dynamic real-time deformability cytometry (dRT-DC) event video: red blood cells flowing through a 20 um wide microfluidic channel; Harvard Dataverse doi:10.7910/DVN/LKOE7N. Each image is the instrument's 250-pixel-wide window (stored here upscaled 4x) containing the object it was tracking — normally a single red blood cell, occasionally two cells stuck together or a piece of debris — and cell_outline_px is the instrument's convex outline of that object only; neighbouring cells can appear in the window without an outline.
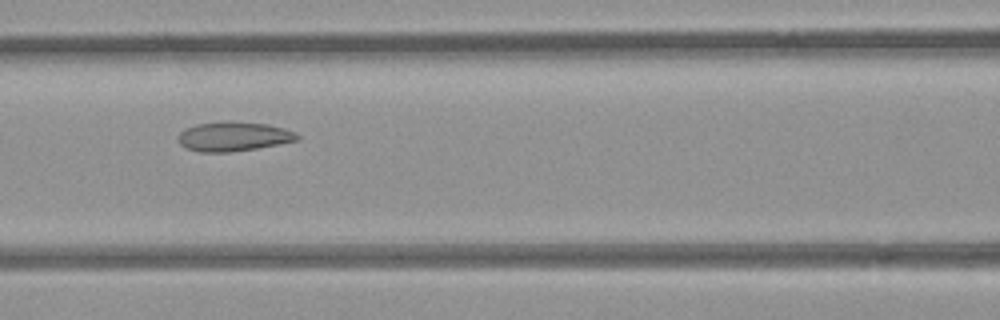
{"species": "common noctule bat (a hibernating species)", "species_latin": "Nyctalus noctula", "temperature_condition": "room temperature", "stored_images_in_passage": 5, "camera_frame_rate_fps": 3000, "um_per_image_px": 0.085, "animal": {"sex": "female", "body_mass_g": 21.9}, "frame": {"image": 1, "passage_image": 3, "time_ms": 0.667, "image_size_px": [1000, 320], "cell_outline_px": [[300, 136], [296, 140], [256, 148], [232, 152], [200, 152], [184, 148], [176, 140], [176, 136], [184, 128], [196, 124], [268, 124], [284, 128], [296, 132]], "centroid_in_image_um": [19.78, 11.65], "position_along_channel_um": 146.8, "area_um2": 19.65}}
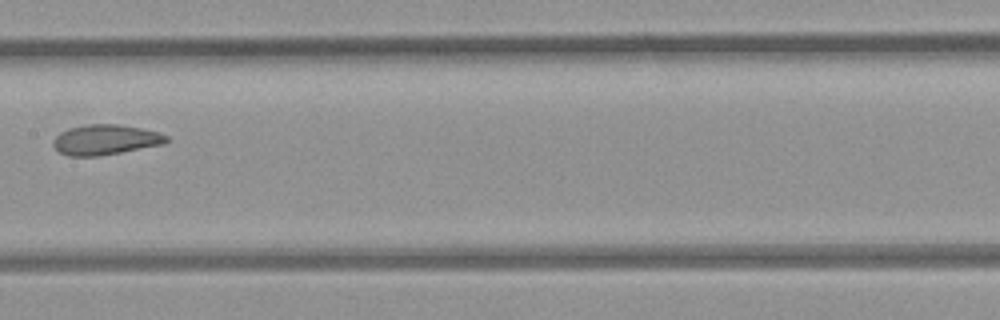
{"frame": {"image": 2, "passage_image": 4, "time_ms": 1.0, "image_size_px": [1000, 320], "cell_outline_px": [[168, 140], [160, 144], [100, 156], [68, 156], [60, 152], [52, 144], [52, 140], [60, 132], [68, 128], [88, 124], [116, 124], [140, 128], [160, 132], [168, 136]], "centroid_in_image_um": [8.91, 11.87], "position_along_channel_um": 198.5, "area_um2": 19.71}}
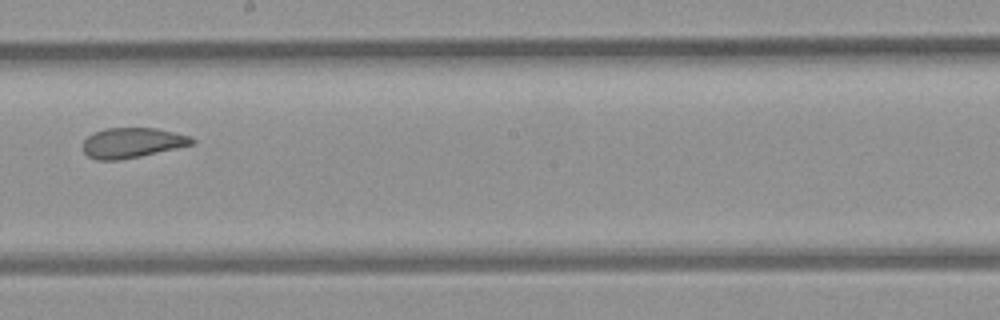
{"frame": {"image": 3, "passage_image": 5, "time_ms": 1.333, "image_size_px": [1000, 320], "cell_outline_px": [[196, 144], [140, 156], [120, 160], [96, 160], [88, 156], [84, 152], [84, 140], [88, 136], [104, 128], [156, 128], [192, 136], [196, 140]], "centroid_in_image_um": [11.28, 12.13], "position_along_channel_um": 236.9, "area_um2": 19.19}}